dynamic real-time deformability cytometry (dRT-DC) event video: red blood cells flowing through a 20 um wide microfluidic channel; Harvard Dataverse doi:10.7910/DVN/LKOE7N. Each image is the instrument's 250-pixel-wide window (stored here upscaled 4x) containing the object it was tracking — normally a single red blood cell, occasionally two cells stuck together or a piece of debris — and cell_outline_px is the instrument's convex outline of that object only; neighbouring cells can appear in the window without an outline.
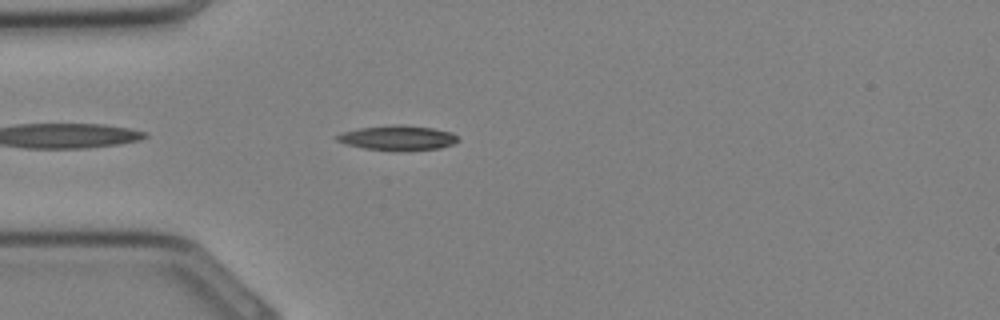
{"species": "Egyptian fruit bat (a non-hibernating species)", "species_latin": "Rousettus aegyptiacus", "temperature_condition": "cold", "stored_images_in_passage": 25, "camera_frame_rate_fps": 3000, "um_per_image_px": 0.085, "animal": {"sex": "female"}, "frame": {"image": 1, "passage_image": 1, "time_ms": 0.0, "image_size_px": [1000, 320], "cell_outline_px": [[460, 140], [452, 144], [440, 148], [364, 148], [348, 144], [336, 140], [336, 136], [344, 132], [360, 128], [396, 124], [400, 124], [432, 128], [452, 132]], "centroid_in_image_um": [33.83, 11.67], "position_along_channel_um": 51.2, "area_um2": 16.42}}
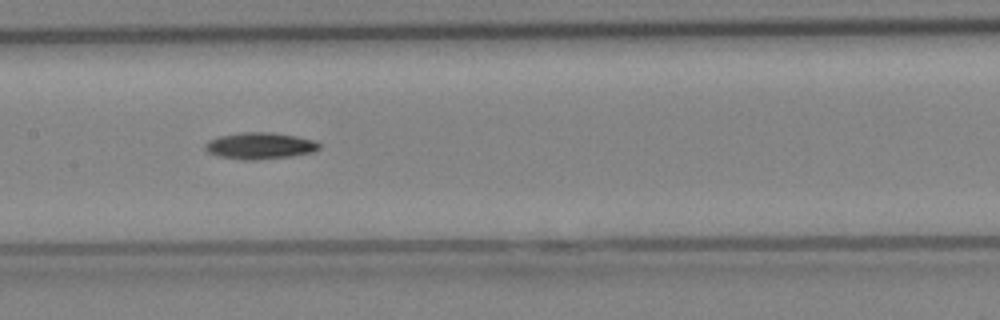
{"frame": {"image": 2, "passage_image": 8, "time_ms": 2.333, "image_size_px": [1000, 320], "cell_outline_px": [[320, 148], [312, 152], [288, 156], [256, 160], [244, 160], [220, 156], [208, 152], [204, 148], [204, 144], [208, 140], [220, 136], [244, 132], [272, 132], [296, 136], [316, 140], [320, 144]], "centroid_in_image_um": [22.09, 12.38], "position_along_channel_um": 185.3, "area_um2": 17.57}}
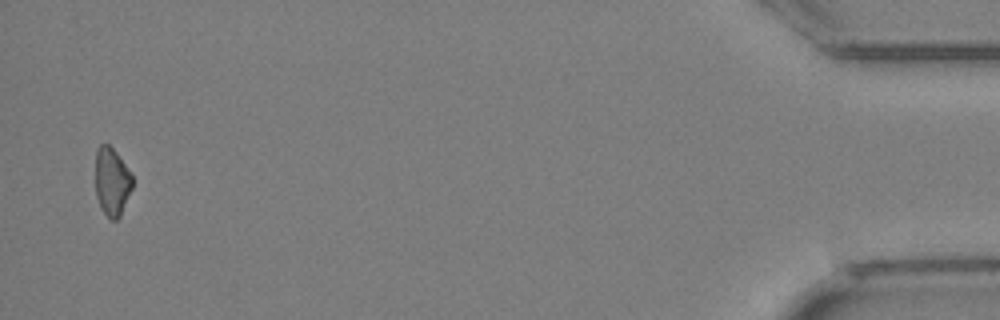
{"frame": {"image": 3, "passage_image": 24, "time_ms": 7.667, "image_size_px": [1000, 320], "cell_outline_px": [[132, 188], [120, 216], [116, 220], [112, 220], [100, 208], [96, 196], [96, 148], [100, 144], [108, 144], [116, 152], [132, 176]], "centroid_in_image_um": [9.49, 15.44], "position_along_channel_um": 425.7, "area_um2": 14.51}}